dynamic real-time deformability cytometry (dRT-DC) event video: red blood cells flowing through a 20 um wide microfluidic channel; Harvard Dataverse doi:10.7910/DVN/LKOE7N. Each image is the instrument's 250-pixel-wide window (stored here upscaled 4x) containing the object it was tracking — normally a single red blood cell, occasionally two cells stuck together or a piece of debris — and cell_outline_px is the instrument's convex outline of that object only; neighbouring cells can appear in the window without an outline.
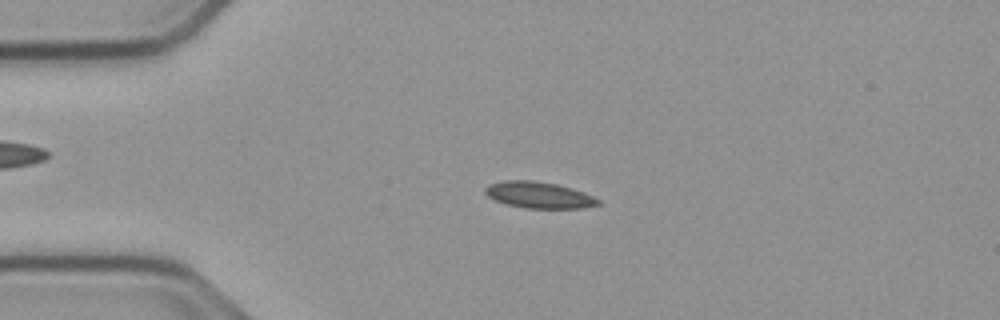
{"species": "common noctule bat (a hibernating species)", "species_latin": "Nyctalus noctula", "temperature_condition": "cold", "stored_images_in_passage": 52, "camera_frame_rate_fps": 3000, "um_per_image_px": 0.085, "animal": {"sex": "male", "body_mass_g": 23.1, "forearm_length_mm": 52.7}, "frame": {"image": 1, "passage_image": 10, "time_ms": 3.0, "image_size_px": [1000, 320], "cell_outline_px": [[600, 204], [584, 208], [524, 208], [508, 204], [496, 200], [488, 196], [484, 192], [484, 188], [492, 184], [504, 180], [532, 180], [556, 184], [572, 188], [584, 192], [600, 200]], "centroid_in_image_um": [45.83, 16.57], "position_along_channel_um": 39.2, "area_um2": 17.22}}
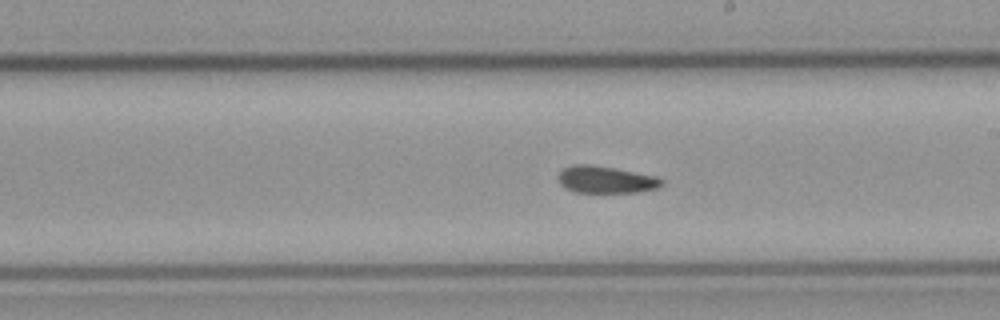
{"frame": {"image": 2, "passage_image": 28, "time_ms": 9.0, "image_size_px": [1000, 320], "cell_outline_px": [[664, 184], [660, 188], [640, 192], [576, 192], [564, 188], [556, 180], [556, 176], [564, 168], [576, 164], [588, 164], [612, 168], [656, 176], [664, 180]], "centroid_in_image_um": [51.49, 15.28], "position_along_channel_um": 237.5, "area_um2": 16.42}}
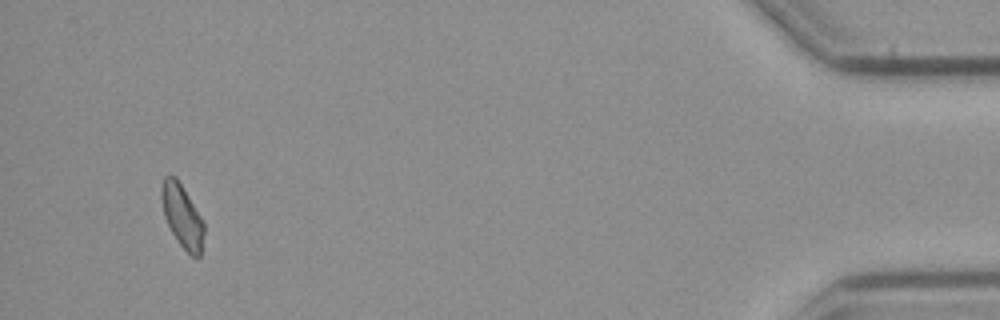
{"frame": {"image": 3, "passage_image": 49, "time_ms": 16.0, "image_size_px": [1000, 320], "cell_outline_px": [[204, 232], [200, 256], [196, 260], [180, 244], [172, 232], [164, 216], [160, 196], [160, 188], [164, 176], [176, 176], [200, 216], [204, 224]], "centroid_in_image_um": [15.47, 18.36], "position_along_channel_um": 419.7, "area_um2": 15.43}, "authors_computed_cell_mechanics": {"area_um2": 16.5597, "velocity_mm_per_s": 3.7716, "shape_relaxation_time_tau1_ms": null, "shape_relaxation_time_tau2_ms": 5.3106, "deformation_change_tau1": null, "deformation_change_tau2": 0.0964}}